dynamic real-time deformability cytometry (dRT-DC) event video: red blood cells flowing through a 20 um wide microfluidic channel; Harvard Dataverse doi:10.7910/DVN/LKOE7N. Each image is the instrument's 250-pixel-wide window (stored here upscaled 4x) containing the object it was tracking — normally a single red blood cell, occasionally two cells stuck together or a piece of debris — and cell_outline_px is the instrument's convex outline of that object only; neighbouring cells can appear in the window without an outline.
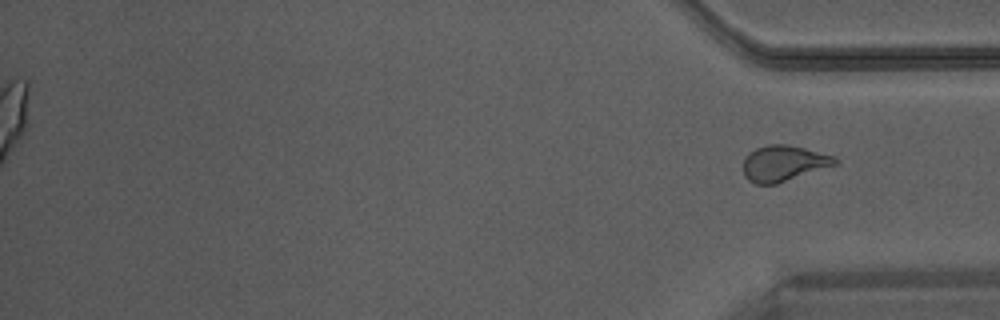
{"species": "Egyptian fruit bat (a non-hibernating species)", "species_latin": "Rousettus aegyptiacus", "temperature_condition": "warm", "stored_images_in_passage": 39, "segment_of_instrument_passage": [2, 2], "camera_frame_rate_fps": 3000, "um_per_image_px": 0.085, "animal": {"sex": "male"}, "frame": {"image": 1, "passage_image": 39, "time_ms": 12.667, "image_size_px": [1000, 320], "cell_outline_px": [[840, 160], [836, 164], [776, 184], [756, 184], [748, 180], [744, 176], [744, 160], [748, 152], [756, 148], [768, 144], [788, 144], [836, 156]], "centroid_in_image_um": [66.6, 13.87], "position_along_channel_um": 368.6, "area_um2": 19.13}}